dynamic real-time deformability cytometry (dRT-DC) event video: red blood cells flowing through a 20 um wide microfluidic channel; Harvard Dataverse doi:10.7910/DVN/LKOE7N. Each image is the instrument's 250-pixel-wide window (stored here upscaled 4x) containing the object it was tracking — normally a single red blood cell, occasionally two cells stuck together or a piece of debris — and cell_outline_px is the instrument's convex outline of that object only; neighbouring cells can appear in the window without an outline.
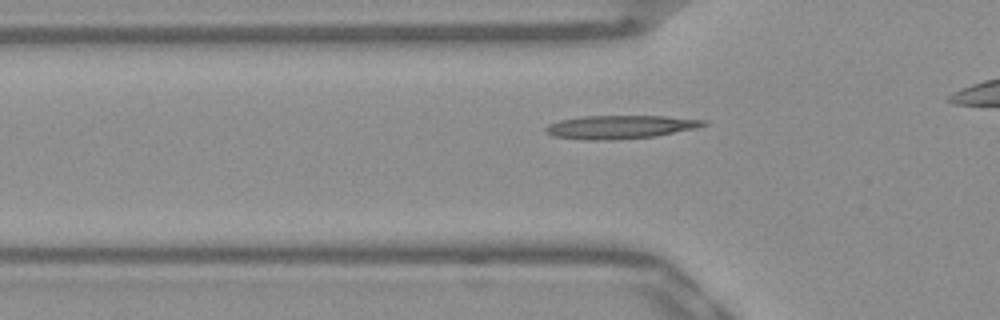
{"species": "Egyptian fruit bat (a non-hibernating species)", "species_latin": "Rousettus aegyptiacus", "temperature_condition": "warm", "stored_images_in_passage": 33, "camera_frame_rate_fps": 3000, "um_per_image_px": 0.085, "frame": {"image": 1, "passage_image": 8, "time_ms": 2.333, "image_size_px": [1000, 320], "cell_outline_px": [[708, 124], [696, 128], [656, 136], [616, 140], [588, 140], [552, 136], [544, 132], [544, 128], [548, 124], [560, 120], [580, 116], [664, 116], [708, 120]], "centroid_in_image_um": [52.7, 10.79], "position_along_channel_um": 73.1, "area_um2": 21.73}}
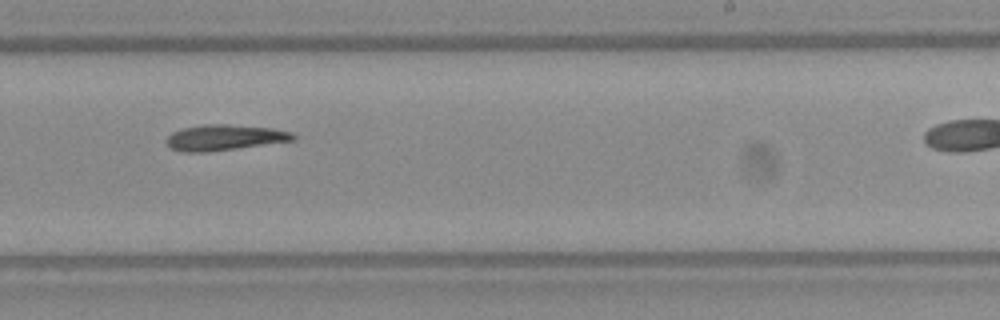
{"frame": {"image": 2, "passage_image": 23, "time_ms": 7.333, "image_size_px": [1000, 320], "cell_outline_px": [[296, 140], [208, 152], [184, 152], [172, 148], [168, 144], [168, 136], [172, 132], [180, 128], [204, 124], [228, 124], [272, 128], [292, 132], [296, 136]], "centroid_in_image_um": [19.1, 11.68], "position_along_channel_um": 269.9, "area_um2": 18.96}}
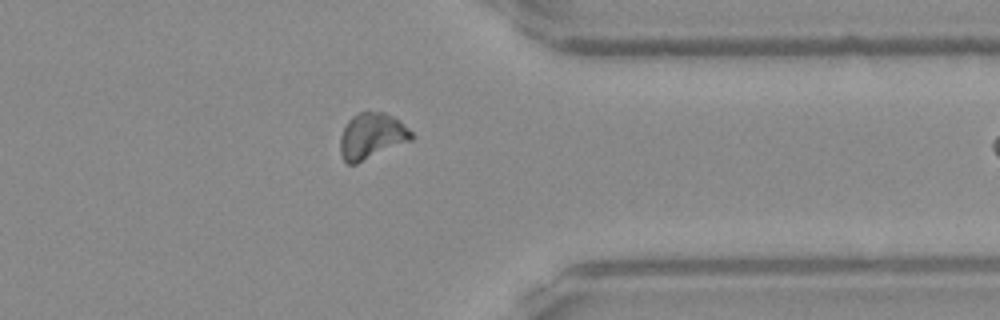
{"frame": {"image": 3, "passage_image": 32, "time_ms": 10.333, "image_size_px": [1000, 320], "cell_outline_px": [[416, 136], [412, 140], [356, 164], [348, 164], [344, 160], [340, 152], [340, 136], [348, 120], [352, 116], [360, 112], [384, 112], [400, 120]], "centroid_in_image_um": [31.61, 11.56], "position_along_channel_um": 379.8, "area_um2": 19.13}}